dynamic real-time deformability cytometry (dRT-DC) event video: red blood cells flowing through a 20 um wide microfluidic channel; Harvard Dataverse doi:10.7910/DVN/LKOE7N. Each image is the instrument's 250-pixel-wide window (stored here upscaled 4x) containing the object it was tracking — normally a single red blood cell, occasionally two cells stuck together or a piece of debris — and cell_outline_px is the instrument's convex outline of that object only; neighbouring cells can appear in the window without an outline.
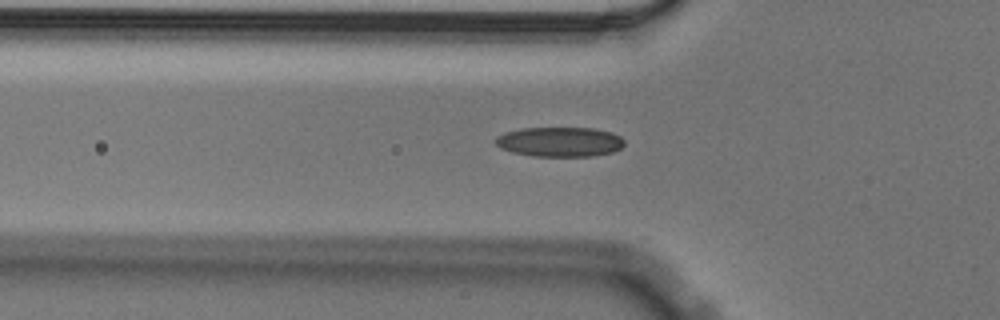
{"species": "Egyptian fruit bat (a non-hibernating species)", "species_latin": "Rousettus aegyptiacus", "temperature_condition": "cold", "stored_images_in_passage": 39, "camera_frame_rate_fps": 3000, "um_per_image_px": 0.085, "animal": {"sex": "male"}, "frame": {"image": 1, "passage_image": 6, "time_ms": 1.667, "image_size_px": [1000, 320], "cell_outline_px": [[624, 144], [620, 148], [612, 152], [592, 156], [532, 156], [512, 152], [500, 148], [492, 140], [496, 136], [504, 132], [524, 128], [592, 128], [612, 132], [620, 136], [624, 140]], "centroid_in_image_um": [47.54, 12.05], "position_along_channel_um": 78.3, "area_um2": 22.43}}
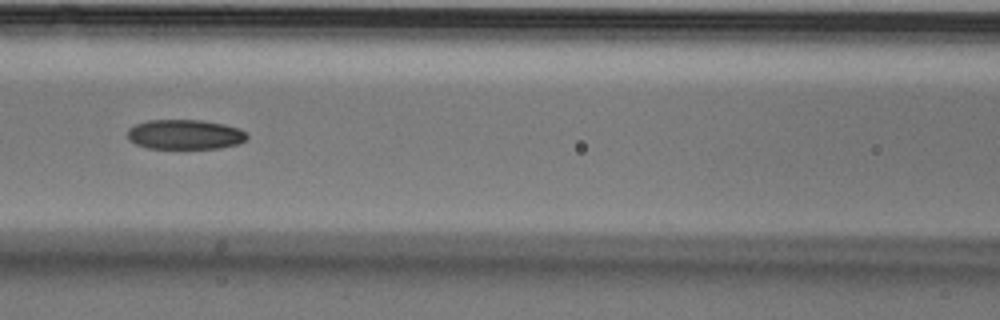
{"frame": {"image": 2, "passage_image": 12, "time_ms": 3.667, "image_size_px": [1000, 320], "cell_outline_px": [[248, 136], [244, 140], [236, 144], [220, 148], [148, 148], [136, 144], [128, 140], [128, 128], [136, 124], [148, 120], [200, 120], [224, 124], [240, 128]], "centroid_in_image_um": [15.7, 11.42], "position_along_channel_um": 150.9, "area_um2": 20.63}}
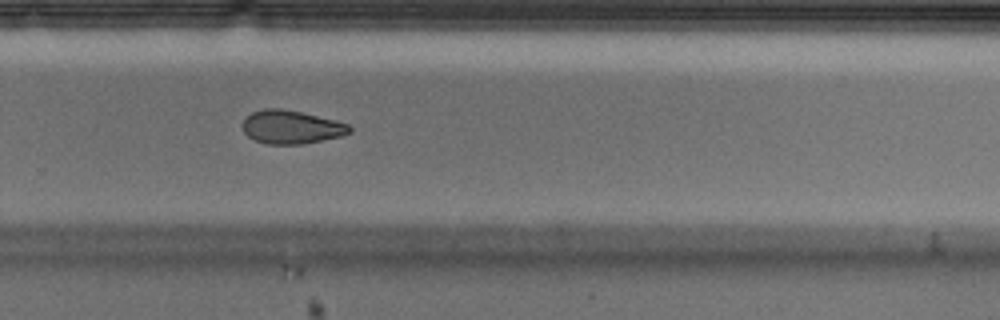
{"frame": {"image": 3, "passage_image": 25, "time_ms": 8.0, "image_size_px": [1000, 320], "cell_outline_px": [[352, 132], [344, 136], [304, 144], [264, 144], [248, 136], [244, 132], [240, 124], [252, 112], [264, 108], [280, 108], [300, 112], [336, 120], [348, 124], [352, 128]], "centroid_in_image_um": [24.78, 10.81], "position_along_channel_um": 305.0, "area_um2": 21.04}}